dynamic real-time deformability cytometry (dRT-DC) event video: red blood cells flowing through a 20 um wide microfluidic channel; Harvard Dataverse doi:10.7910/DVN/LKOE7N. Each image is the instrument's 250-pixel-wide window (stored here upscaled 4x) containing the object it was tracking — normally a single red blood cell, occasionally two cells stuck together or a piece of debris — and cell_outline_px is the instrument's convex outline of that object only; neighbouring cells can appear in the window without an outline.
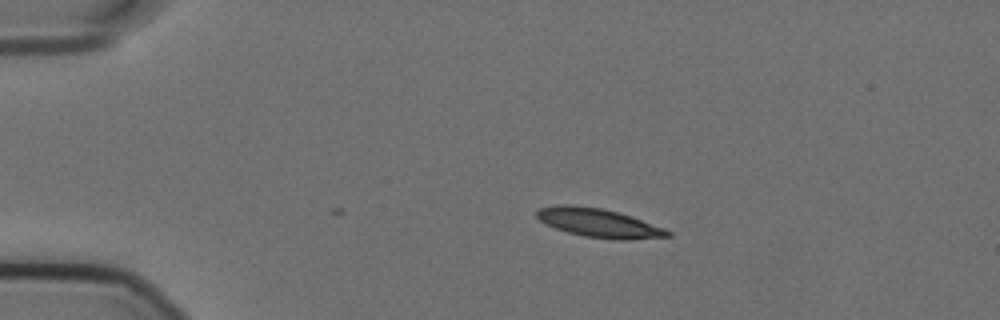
{"species": "Egyptian fruit bat (a non-hibernating species)", "species_latin": "Rousettus aegyptiacus", "temperature_condition": "cold", "stored_images_in_passage": 36, "camera_frame_rate_fps": 3000, "um_per_image_px": 0.085, "animal": {"sex": "female"}, "frame": {"image": 1, "passage_image": 1, "time_ms": 0.0, "image_size_px": [1000, 320], "cell_outline_px": [[672, 236], [628, 240], [616, 240], [584, 236], [568, 232], [556, 228], [540, 220], [536, 216], [536, 212], [540, 208], [560, 204], [568, 204], [600, 208], [616, 212], [664, 228], [672, 232]], "centroid_in_image_um": [50.9, 18.96], "position_along_channel_um": 34.1, "area_um2": 21.56}}
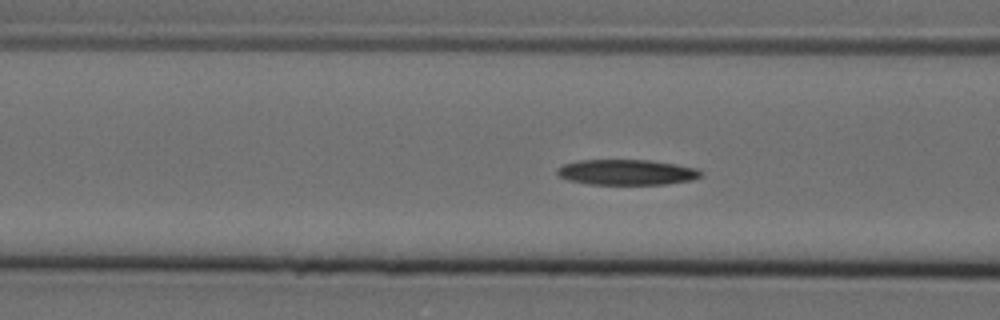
{"frame": {"image": 2, "passage_image": 12, "time_ms": 3.667, "image_size_px": [1000, 320], "cell_outline_px": [[704, 176], [692, 180], [664, 184], [588, 184], [568, 180], [556, 176], [556, 168], [564, 164], [580, 160], [648, 160], [676, 164], [696, 168], [704, 172]], "centroid_in_image_um": [53.27, 14.64], "position_along_channel_um": 113.3, "area_um2": 21.5}}
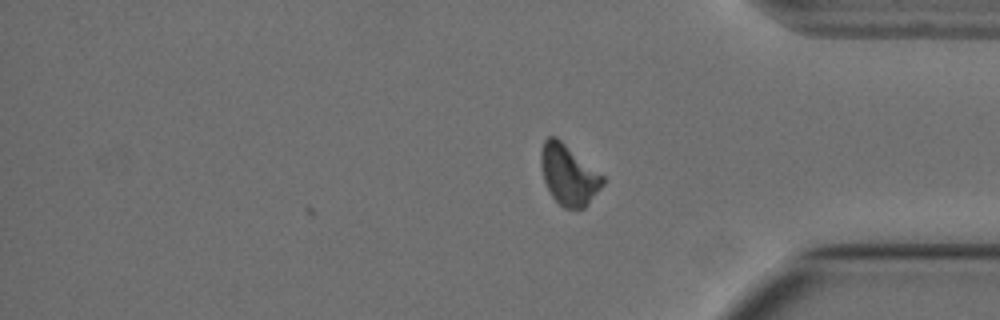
{"frame": {"image": 3, "passage_image": 36, "time_ms": 11.667, "image_size_px": [1000, 320], "cell_outline_px": [[604, 184], [588, 204], [584, 208], [564, 208], [552, 196], [544, 180], [540, 164], [540, 152], [544, 140], [548, 136], [556, 136], [604, 176]], "centroid_in_image_um": [48.32, 14.84], "position_along_channel_um": 386.9, "area_um2": 21.62}, "authors_computed_cell_mechanics": {"area_um2": 21.8195, "velocity_mm_per_s": 3.5568, "shape_relaxation_time_tau1_ms": 6.5182, "shape_relaxation_time_tau2_ms": null, "deformation_change_tau1": 0.1617, "deformation_change_tau2": null}}